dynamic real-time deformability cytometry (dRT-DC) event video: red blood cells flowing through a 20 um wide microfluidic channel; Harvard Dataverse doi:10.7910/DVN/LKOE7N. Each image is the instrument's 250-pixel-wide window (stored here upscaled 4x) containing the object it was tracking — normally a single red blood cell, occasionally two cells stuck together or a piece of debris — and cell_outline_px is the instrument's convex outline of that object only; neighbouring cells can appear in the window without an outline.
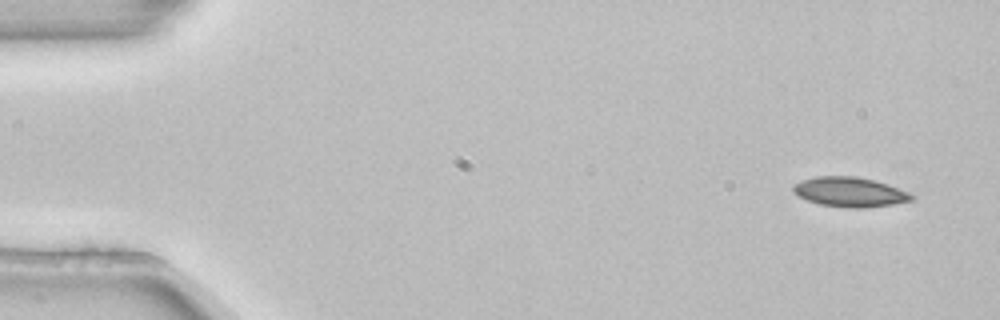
{"species": "common noctule bat (a hibernating species)", "species_latin": "Nyctalus noctula", "temperature_condition": "room temperature", "stored_images_in_passage": 4, "camera_frame_rate_fps": 3000, "um_per_image_px": 0.085, "animal": {"sex": "female", "body_mass_g": 22.7, "forearm_length_mm": 54.2}, "frame": {"image": 1, "passage_image": 4, "time_ms": 1.0, "image_size_px": [1000, 320], "cell_outline_px": [[916, 200], [892, 204], [864, 208], [852, 208], [820, 204], [808, 200], [792, 192], [792, 184], [800, 180], [816, 176], [856, 176], [888, 184], [908, 192], [916, 196]], "centroid_in_image_um": [72.24, 16.31], "position_along_channel_um": 12.8, "area_um2": 20.58}}